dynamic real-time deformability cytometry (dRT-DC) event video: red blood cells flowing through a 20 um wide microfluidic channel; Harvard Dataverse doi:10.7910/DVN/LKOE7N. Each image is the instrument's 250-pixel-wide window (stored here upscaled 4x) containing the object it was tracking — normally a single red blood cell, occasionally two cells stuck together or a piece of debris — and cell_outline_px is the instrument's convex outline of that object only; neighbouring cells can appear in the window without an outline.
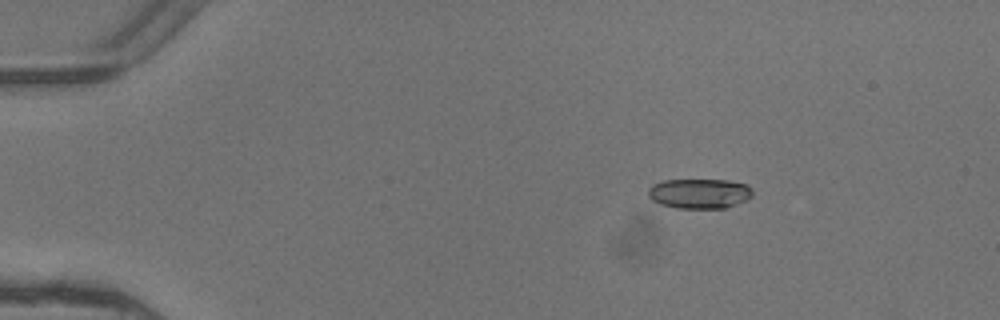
{"species": "common noctule bat (a hibernating species)", "species_latin": "Nyctalus noctula", "temperature_condition": "warm", "stored_images_in_passage": 3, "camera_frame_rate_fps": 3000, "um_per_image_px": 0.085, "animal": {"sex": "female"}, "frame": {"image": 1, "passage_image": 1, "time_ms": 0.0, "image_size_px": [1000, 320], "cell_outline_px": [[752, 196], [748, 200], [724, 208], [676, 208], [660, 204], [652, 200], [648, 196], [648, 188], [652, 184], [664, 180], [728, 180], [748, 184], [752, 188]], "centroid_in_image_um": [59.46, 16.44], "position_along_channel_um": 25.5, "area_um2": 18.38}}
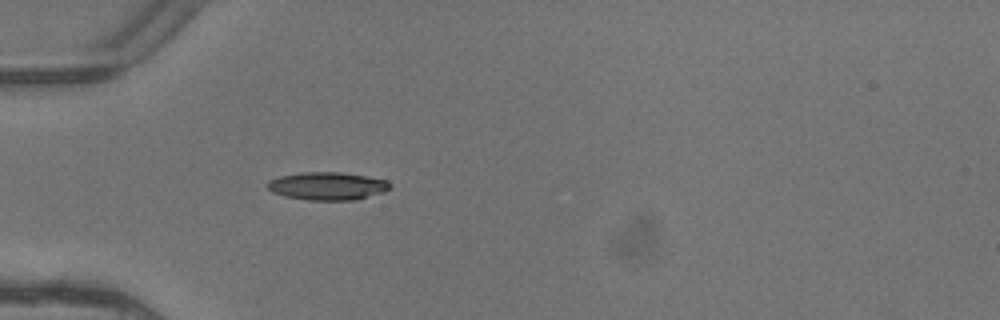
{"frame": {"image": 2, "passage_image": 3, "time_ms": 0.667, "image_size_px": [1000, 320], "cell_outline_px": [[392, 188], [384, 192], [356, 200], [308, 200], [284, 196], [272, 192], [264, 184], [268, 180], [280, 176], [304, 172], [340, 172], [368, 176], [388, 180], [392, 184]], "centroid_in_image_um": [27.85, 15.81], "position_along_channel_um": 57.1, "area_um2": 20.23}}